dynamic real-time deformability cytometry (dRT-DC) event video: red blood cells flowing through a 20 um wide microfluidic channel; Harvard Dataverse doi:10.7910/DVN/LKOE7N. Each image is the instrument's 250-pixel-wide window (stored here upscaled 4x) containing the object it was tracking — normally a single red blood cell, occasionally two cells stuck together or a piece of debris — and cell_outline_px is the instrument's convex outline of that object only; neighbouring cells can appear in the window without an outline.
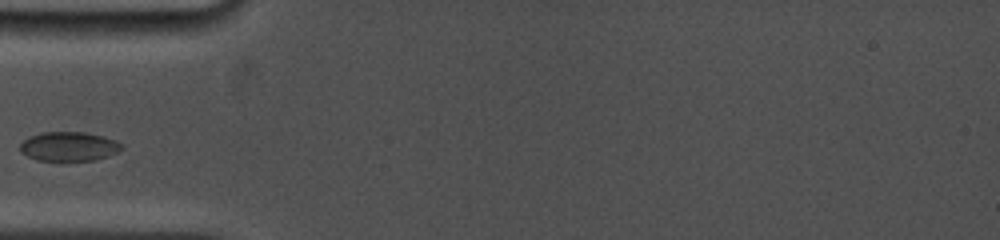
{"species": "common noctule bat (a hibernating species)", "species_latin": "Nyctalus noctula", "temperature_condition": "cold", "stored_images_in_passage": 41, "camera_frame_rate_fps": 5000, "um_per_image_px": 0.085, "animal": {"sex": "female", "body_mass_g": 19.0, "forearm_length_mm": 53.3}, "frame": {"image": 1, "passage_image": 1, "time_ms": 0.0, "image_size_px": [1000, 240], "cell_outline_px": [[124, 148], [108, 156], [96, 160], [36, 160], [20, 152], [20, 144], [28, 136], [44, 132], [84, 132], [104, 136], [116, 140]], "centroid_in_image_um": [5.85, 12.44], "position_along_channel_um": 79.2, "area_um2": 17.28}}